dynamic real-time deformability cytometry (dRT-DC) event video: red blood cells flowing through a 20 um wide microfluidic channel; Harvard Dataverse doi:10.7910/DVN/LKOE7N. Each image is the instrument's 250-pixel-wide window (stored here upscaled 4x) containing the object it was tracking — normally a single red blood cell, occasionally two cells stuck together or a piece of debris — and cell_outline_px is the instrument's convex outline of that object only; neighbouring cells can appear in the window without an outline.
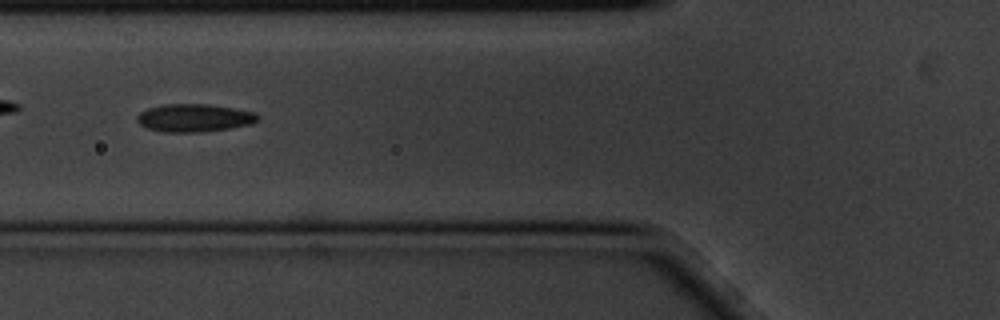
{"species": "common noctule bat (a hibernating species)", "species_latin": "Nyctalus noctula", "temperature_condition": "cold", "stored_images_in_passage": 14, "camera_frame_rate_fps": 3000, "um_per_image_px": 0.085, "animal": {"sex": "male", "body_mass_g": 20.1, "forearm_length_mm": 53.5}, "frame": {"image": 1, "passage_image": 5, "time_ms": 1.333, "image_size_px": [1000, 320], "cell_outline_px": [[260, 116], [252, 124], [204, 132], [160, 132], [148, 128], [140, 124], [136, 120], [136, 116], [140, 112], [148, 108], [164, 104], [208, 104], [232, 108], [252, 112]], "centroid_in_image_um": [16.46, 10.02], "position_along_channel_um": 109.3, "area_um2": 19.54}}
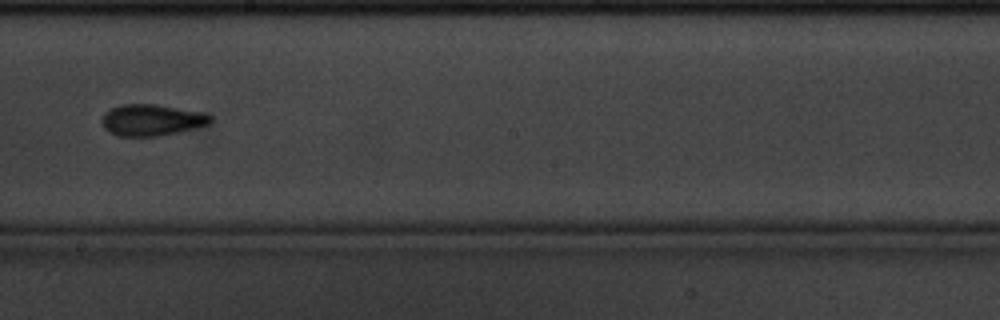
{"frame": {"image": 2, "passage_image": 8, "time_ms": 2.333, "image_size_px": [1000, 320], "cell_outline_px": [[212, 120], [208, 124], [160, 136], [120, 136], [108, 132], [104, 128], [100, 120], [104, 112], [120, 104], [152, 104], [204, 112], [212, 116]], "centroid_in_image_um": [12.84, 10.2], "position_along_channel_um": 235.4, "area_um2": 19.83}}
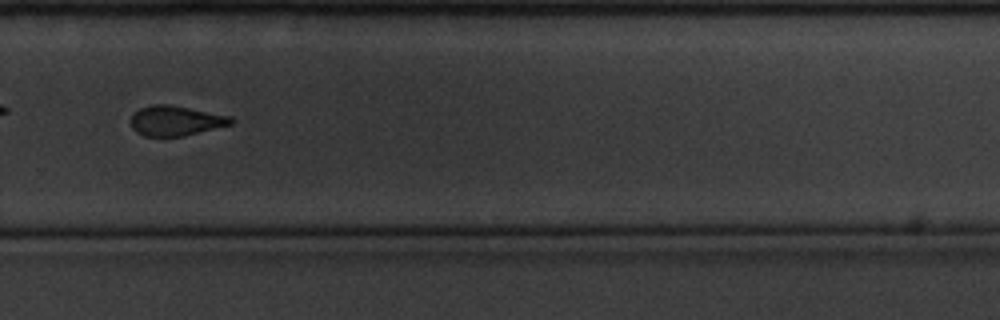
{"frame": {"image": 3, "passage_image": 10, "time_ms": 3.0, "image_size_px": [1000, 320], "cell_outline_px": [[236, 120], [232, 124], [180, 136], [144, 136], [136, 132], [132, 128], [132, 112], [140, 108], [152, 104], [168, 104], [232, 116]], "centroid_in_image_um": [14.93, 10.25], "position_along_channel_um": 314.9, "area_um2": 17.4}}